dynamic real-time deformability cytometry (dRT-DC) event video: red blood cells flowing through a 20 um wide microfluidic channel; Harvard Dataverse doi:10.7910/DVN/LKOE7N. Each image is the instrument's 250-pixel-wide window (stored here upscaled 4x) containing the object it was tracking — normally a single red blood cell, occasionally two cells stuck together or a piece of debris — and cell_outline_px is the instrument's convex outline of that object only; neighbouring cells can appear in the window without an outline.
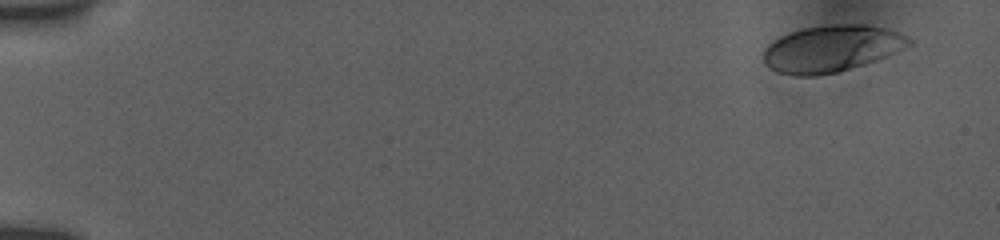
{"species": "human", "species_latin": "Homo sapiens", "temperature_condition": "room temperature", "stored_images_in_passage": 47, "camera_frame_rate_fps": 3000, "um_per_image_px": 0.085, "donor": {"sex": "female"}, "frame": {"image": 1, "passage_image": 1, "time_ms": 0.0, "image_size_px": [1000, 240], "cell_outline_px": [[912, 44], [896, 52], [876, 60], [864, 64], [836, 72], [816, 76], [792, 76], [776, 72], [768, 68], [764, 64], [764, 48], [772, 40], [780, 36], [804, 28], [832, 24], [864, 24], [888, 28], [900, 32], [908, 36], [912, 40]], "centroid_in_image_um": [70.67, 4.13], "position_along_channel_um": 14.3, "area_um2": 39.88}}
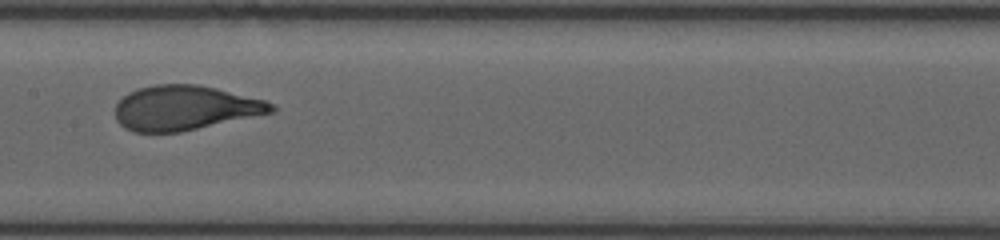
{"frame": {"image": 2, "passage_image": 27, "time_ms": 8.667, "image_size_px": [1000, 240], "cell_outline_px": [[276, 112], [180, 132], [136, 132], [124, 128], [116, 120], [116, 104], [128, 92], [136, 88], [156, 84], [196, 84], [216, 88], [264, 100], [276, 104]], "centroid_in_image_um": [15.73, 9.17], "position_along_channel_um": 191.7, "area_um2": 40.75}}
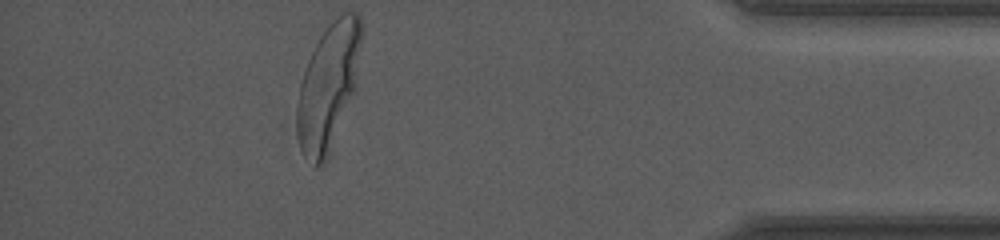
{"frame": {"image": 3, "passage_image": 47, "time_ms": 15.333, "image_size_px": [1000, 240], "cell_outline_px": [[360, 40], [356, 88], [320, 164], [316, 168], [300, 148], [296, 136], [296, 112], [300, 84], [308, 60], [320, 36], [328, 24], [340, 12], [356, 12], [360, 16]], "centroid_in_image_um": [27.87, 7.24], "position_along_channel_um": 407.3, "area_um2": 45.55}, "authors_computed_cell_mechanics": {"area_um2": 40.5756, "velocity_mm_per_s": 3.8114, "shape_relaxation_time_tau1_ms": 4.2852, "shape_relaxation_time_tau2_ms": null, "deformation_change_tau1": 0.2179, "deformation_change_tau2": null}}